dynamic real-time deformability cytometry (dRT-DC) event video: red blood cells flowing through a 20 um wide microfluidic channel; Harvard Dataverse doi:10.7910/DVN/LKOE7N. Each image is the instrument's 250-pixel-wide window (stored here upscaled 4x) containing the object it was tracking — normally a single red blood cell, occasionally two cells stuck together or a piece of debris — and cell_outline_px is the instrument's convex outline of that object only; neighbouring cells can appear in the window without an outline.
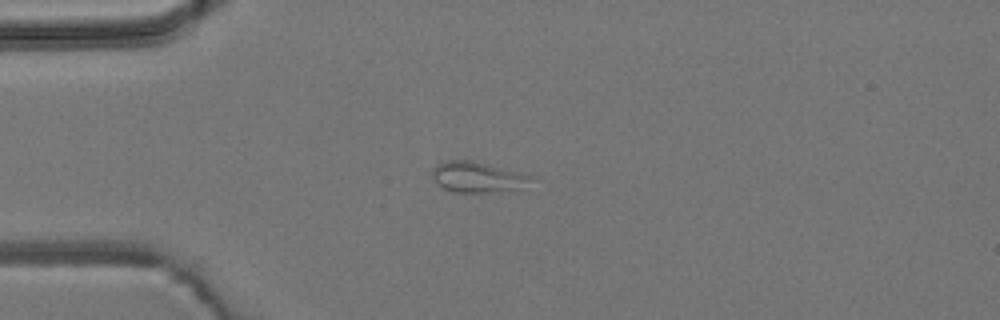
{"species": "common noctule bat (a hibernating species)", "species_latin": "Nyctalus noctula", "temperature_condition": "room temperature", "stored_images_in_passage": 5, "camera_frame_rate_fps": 3000, "um_per_image_px": 0.085, "animal": {"sex": "male", "body_mass_g": 19.2, "forearm_length_mm": 51.8}, "frame": {"image": 1, "passage_image": 4, "time_ms": 3.333, "image_size_px": [1000, 320], "cell_outline_px": [[536, 176], [528, 192], [452, 192], [436, 184], [432, 176], [432, 172], [444, 160], [472, 160]], "centroid_in_image_um": [40.8, 15.1], "position_along_channel_um": 44.2, "area_um2": 18.55}}